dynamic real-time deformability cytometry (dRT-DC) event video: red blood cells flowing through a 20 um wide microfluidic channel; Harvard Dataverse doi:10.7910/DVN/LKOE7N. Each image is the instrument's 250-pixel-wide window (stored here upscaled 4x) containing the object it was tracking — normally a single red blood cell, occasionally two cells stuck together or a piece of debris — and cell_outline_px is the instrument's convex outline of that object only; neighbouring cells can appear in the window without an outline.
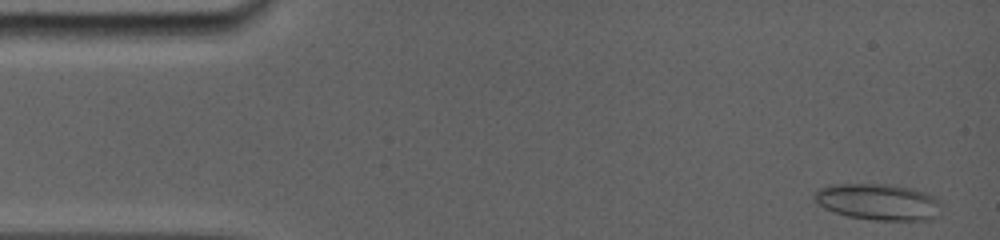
{"species": "common noctule bat (a hibernating species)", "species_latin": "Nyctalus noctula", "temperature_condition": "room temperature", "stored_images_in_passage": 27, "camera_frame_rate_fps": 5000, "um_per_image_px": 0.085, "animal": {"sex": "female", "body_mass_g": 19.0, "forearm_length_mm": 56.7}, "frame": {"image": 1, "passage_image": 2, "time_ms": 0.4, "image_size_px": [1000, 240], "cell_outline_px": [[940, 212], [932, 220], [876, 220], [848, 216], [824, 208], [816, 200], [816, 192], [820, 188], [828, 184], [888, 184], [912, 188], [936, 196], [940, 200]], "centroid_in_image_um": [74.71, 17.16], "position_along_channel_um": 10.3, "area_um2": 26.88}}
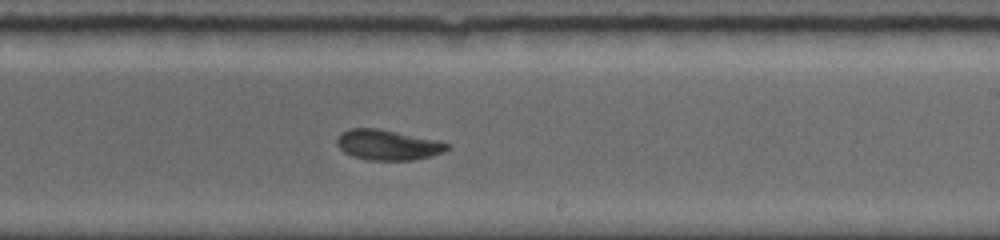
{"frame": {"image": 2, "passage_image": 18, "time_ms": 9.6, "image_size_px": [1000, 240], "cell_outline_px": [[448, 148], [444, 152], [432, 156], [416, 160], [368, 160], [352, 156], [344, 152], [336, 144], [336, 140], [340, 132], [348, 128], [376, 128], [440, 140], [448, 144]], "centroid_in_image_um": [32.95, 12.31], "position_along_channel_um": 256.1, "area_um2": 19.65}}
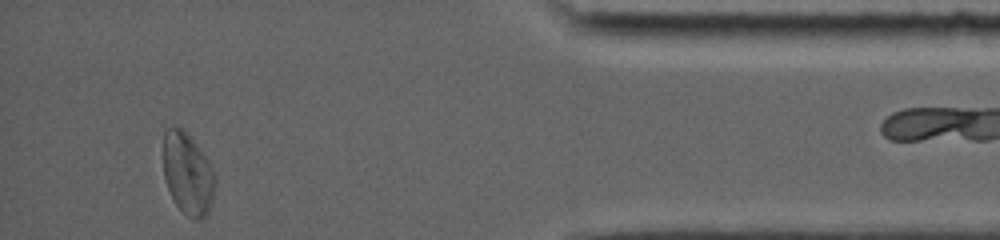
{"frame": {"image": 3, "passage_image": 26, "time_ms": 14.8, "image_size_px": [1000, 240], "cell_outline_px": [[216, 184], [212, 204], [208, 212], [200, 220], [196, 220], [188, 216], [176, 204], [168, 188], [164, 176], [164, 128], [176, 124], [188, 132], [212, 168], [216, 176]], "centroid_in_image_um": [15.97, 14.73], "position_along_channel_um": 419.2, "area_um2": 24.85}, "authors_computed_cell_mechanics": {"area_um2": 20.6346, "velocity_mm_per_s": 3.8345, "shape_relaxation_time_tau1_ms": 3.7501, "shape_relaxation_time_tau2_ms": null, "deformation_change_tau1": 0.0931, "deformation_change_tau2": null}}